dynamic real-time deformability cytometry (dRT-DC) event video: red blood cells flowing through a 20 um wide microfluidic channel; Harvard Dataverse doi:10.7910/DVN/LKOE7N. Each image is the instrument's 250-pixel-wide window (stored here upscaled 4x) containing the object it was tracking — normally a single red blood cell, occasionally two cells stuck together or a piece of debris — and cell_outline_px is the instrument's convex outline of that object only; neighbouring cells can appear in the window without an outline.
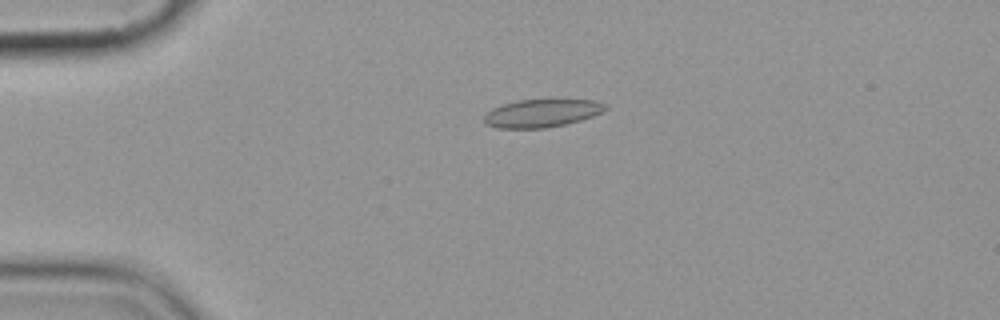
{"species": "common noctule bat (a hibernating species)", "species_latin": "Nyctalus noctula", "temperature_condition": "cold", "stored_images_in_passage": 5, "camera_frame_rate_fps": 3000, "um_per_image_px": 0.085, "animal": {"sex": "female", "body_mass_g": 19.9}, "frame": {"image": 1, "passage_image": 4, "time_ms": 3.667, "image_size_px": [1000, 320], "cell_outline_px": [[608, 108], [592, 116], [580, 120], [548, 128], [496, 128], [484, 124], [484, 116], [492, 108], [516, 100], [556, 96], [596, 100], [608, 104]], "centroid_in_image_um": [46.11, 9.55], "position_along_channel_um": 38.9, "area_um2": 20.87}}